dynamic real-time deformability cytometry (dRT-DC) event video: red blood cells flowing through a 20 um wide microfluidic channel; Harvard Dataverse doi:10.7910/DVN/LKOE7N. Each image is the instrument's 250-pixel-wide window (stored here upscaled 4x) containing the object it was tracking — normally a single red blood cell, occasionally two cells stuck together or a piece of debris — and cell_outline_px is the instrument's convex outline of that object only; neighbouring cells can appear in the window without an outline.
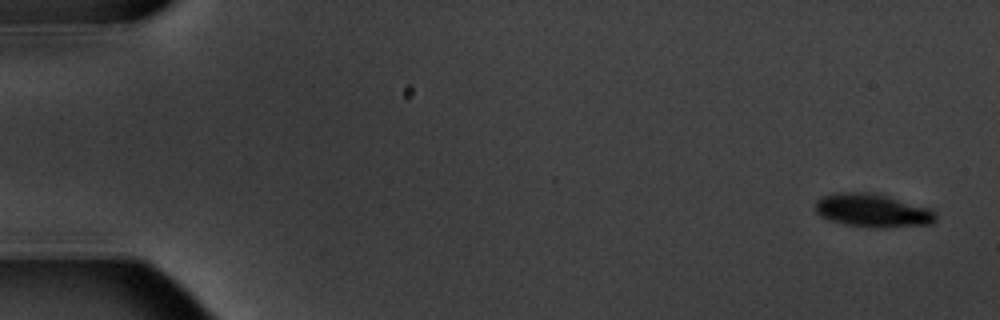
{"species": "common noctule bat (a hibernating species)", "species_latin": "Nyctalus noctula", "temperature_condition": "warm", "stored_images_in_passage": 7, "camera_frame_rate_fps": 3000, "um_per_image_px": 0.085, "animal": {"sex": "male", "body_mass_g": 20.1, "forearm_length_mm": 53.5}, "frame": {"image": 1, "passage_image": 1, "time_ms": 0.0, "image_size_px": [1000, 320], "cell_outline_px": [[936, 220], [932, 224], [884, 228], [868, 228], [844, 224], [820, 216], [816, 212], [816, 200], [820, 196], [836, 192], [868, 192], [888, 196], [928, 208], [936, 212]], "centroid_in_image_um": [74.16, 17.9], "position_along_channel_um": 10.8, "area_um2": 23.58}}
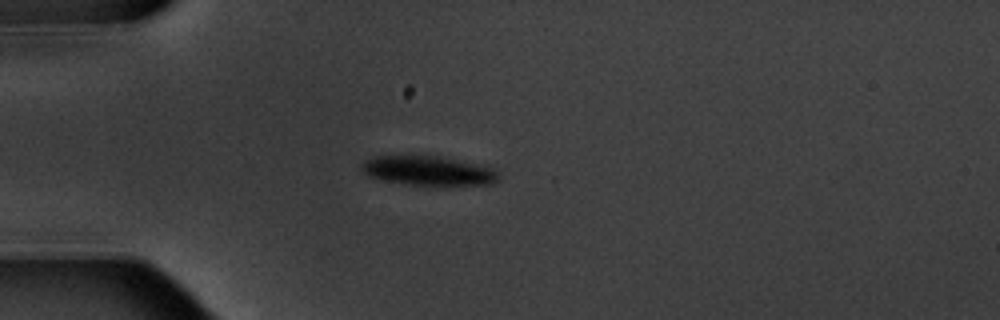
{"frame": {"image": 2, "passage_image": 5, "time_ms": 4.667, "image_size_px": [1000, 320], "cell_outline_px": [[500, 180], [492, 184], [436, 188], [408, 184], [384, 180], [368, 176], [360, 168], [360, 164], [364, 160], [376, 156], [440, 156], [492, 168], [500, 176]], "centroid_in_image_um": [36.44, 14.56], "position_along_channel_um": 48.6, "area_um2": 24.16}}